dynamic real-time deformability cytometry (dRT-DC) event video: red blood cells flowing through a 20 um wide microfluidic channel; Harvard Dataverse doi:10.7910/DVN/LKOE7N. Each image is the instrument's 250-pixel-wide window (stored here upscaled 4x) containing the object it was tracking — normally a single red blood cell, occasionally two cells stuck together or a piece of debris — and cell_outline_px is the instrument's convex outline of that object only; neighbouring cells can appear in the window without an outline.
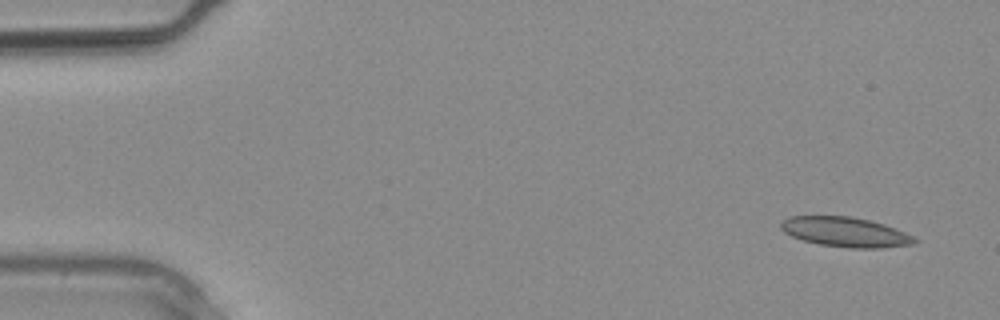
{"species": "common noctule bat (a hibernating species)", "species_latin": "Nyctalus noctula", "temperature_condition": "warm", "stored_images_in_passage": 2, "camera_frame_rate_fps": 3000, "um_per_image_px": 0.085, "animal": {"sex": "male", "body_mass_g": 20.4}, "frame": {"image": 1, "passage_image": 2, "time_ms": 0.333, "image_size_px": [1000, 320], "cell_outline_px": [[920, 240], [912, 244], [880, 248], [852, 248], [820, 244], [804, 240], [792, 236], [784, 232], [780, 228], [780, 224], [788, 216], [848, 216], [868, 220], [884, 224], [904, 232]], "centroid_in_image_um": [71.85, 19.72], "position_along_channel_um": 13.2, "area_um2": 22.95}}